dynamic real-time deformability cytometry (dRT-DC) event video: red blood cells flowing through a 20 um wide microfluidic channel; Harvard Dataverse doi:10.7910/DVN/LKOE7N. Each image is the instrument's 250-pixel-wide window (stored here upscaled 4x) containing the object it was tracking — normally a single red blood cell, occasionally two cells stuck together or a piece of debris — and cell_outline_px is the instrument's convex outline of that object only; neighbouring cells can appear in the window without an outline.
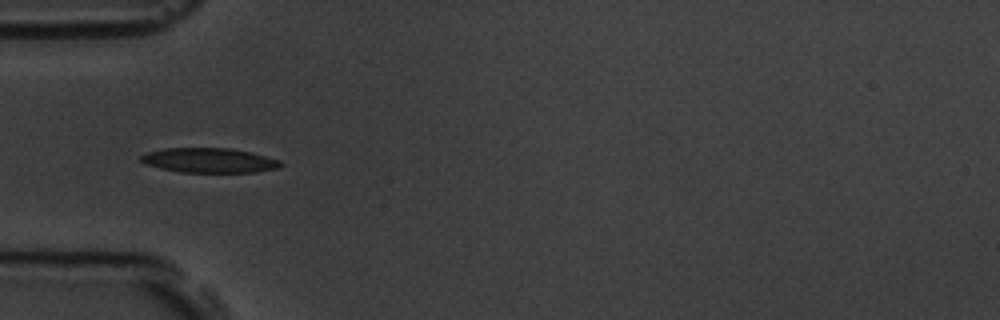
{"species": "common noctule bat (a hibernating species)", "species_latin": "Nyctalus noctula", "temperature_condition": "room temperature", "stored_images_in_passage": 5, "camera_frame_rate_fps": 3000, "um_per_image_px": 0.085, "animal": {"sex": "male", "body_mass_g": 19.5, "forearm_length_mm": 54.6}, "frame": {"image": 1, "passage_image": 5, "time_ms": 4.667, "image_size_px": [1000, 320], "cell_outline_px": [[284, 164], [280, 168], [256, 172], [180, 172], [160, 168], [144, 164], [140, 160], [140, 156], [148, 152], [164, 148], [232, 148], [280, 160]], "centroid_in_image_um": [17.78, 13.63], "position_along_channel_um": 67.2, "area_um2": 20.11}}